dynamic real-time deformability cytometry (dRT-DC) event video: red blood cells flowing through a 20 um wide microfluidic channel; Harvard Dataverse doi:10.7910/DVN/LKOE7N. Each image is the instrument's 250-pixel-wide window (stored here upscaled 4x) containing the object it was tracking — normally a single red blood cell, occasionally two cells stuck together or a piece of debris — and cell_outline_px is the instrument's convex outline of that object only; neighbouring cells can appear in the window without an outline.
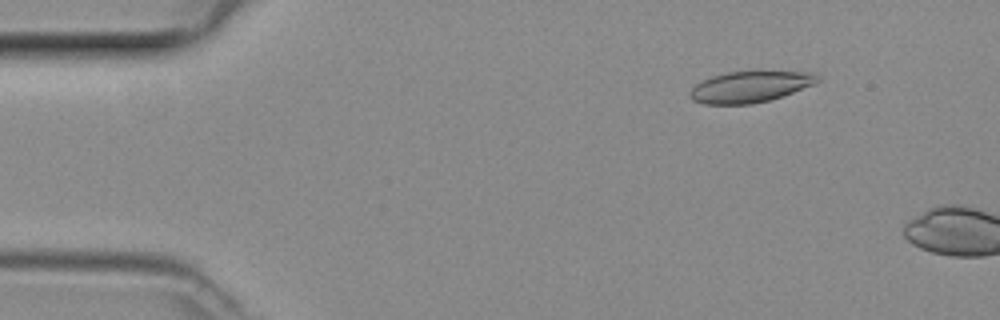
{"species": "common noctule bat (a hibernating species)", "species_latin": "Nyctalus noctula", "temperature_condition": "room temperature", "stored_images_in_passage": 4, "camera_frame_rate_fps": 3000, "um_per_image_px": 0.085, "animal": {"sex": "female", "body_mass_g": 29.2, "forearm_length_mm": 56.3}, "frame": {"image": 1, "passage_image": 2, "time_ms": 0.333, "image_size_px": [1000, 320], "cell_outline_px": [[820, 80], [816, 84], [768, 100], [752, 104], [704, 104], [692, 100], [688, 96], [688, 92], [696, 84], [712, 76], [728, 72], [756, 68], [816, 72]], "centroid_in_image_um": [63.81, 7.31], "position_along_channel_um": 21.2, "area_um2": 24.22}}